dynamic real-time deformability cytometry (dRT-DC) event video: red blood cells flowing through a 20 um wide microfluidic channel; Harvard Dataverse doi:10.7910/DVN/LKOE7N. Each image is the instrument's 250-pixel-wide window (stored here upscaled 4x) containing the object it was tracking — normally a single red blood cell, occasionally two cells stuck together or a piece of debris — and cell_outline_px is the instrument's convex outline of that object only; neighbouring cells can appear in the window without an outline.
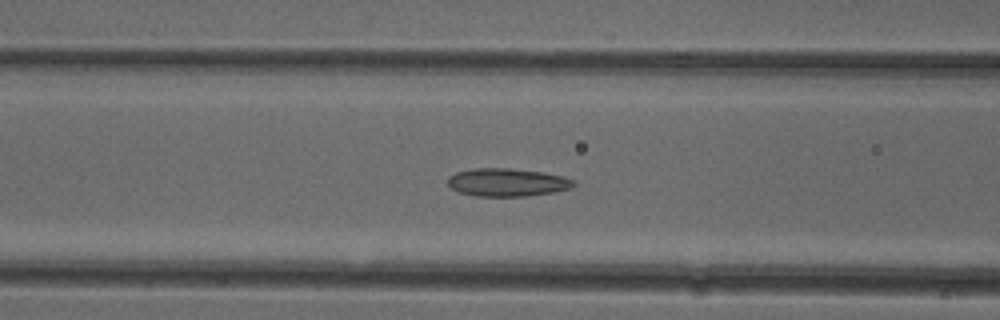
{"species": "common noctule bat (a hibernating species)", "species_latin": "Nyctalus noctula", "temperature_condition": "cold", "stored_images_in_passage": 43, "camera_frame_rate_fps": 3000, "um_per_image_px": 0.085, "animal": {"sex": "female"}, "frame": {"image": 1, "passage_image": 12, "time_ms": 3.667, "image_size_px": [1000, 320], "cell_outline_px": [[576, 184], [572, 188], [552, 192], [528, 196], [476, 196], [460, 192], [452, 188], [448, 184], [448, 176], [456, 172], [476, 168], [508, 168], [544, 172], [576, 180]], "centroid_in_image_um": [43.13, 15.5], "position_along_channel_um": 123.5, "area_um2": 20.52}}
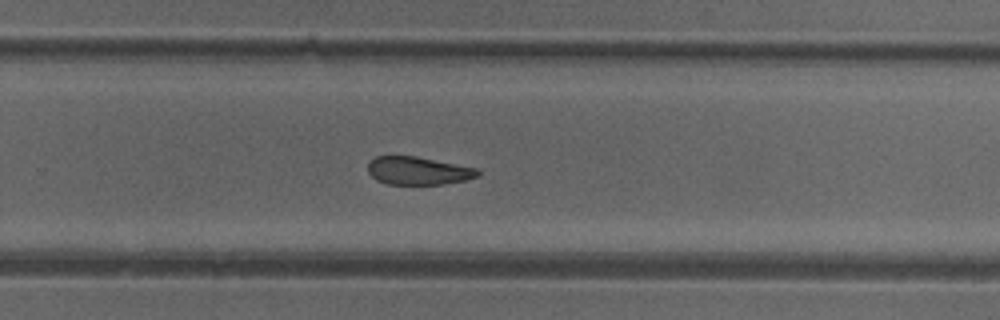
{"frame": {"image": 2, "passage_image": 25, "time_ms": 8.0, "image_size_px": [1000, 320], "cell_outline_px": [[480, 176], [464, 180], [444, 184], [388, 184], [376, 180], [368, 172], [368, 160], [376, 156], [416, 156], [476, 168], [480, 172]], "centroid_in_image_um": [35.52, 14.51], "position_along_channel_um": 294.3, "area_um2": 17.92}}
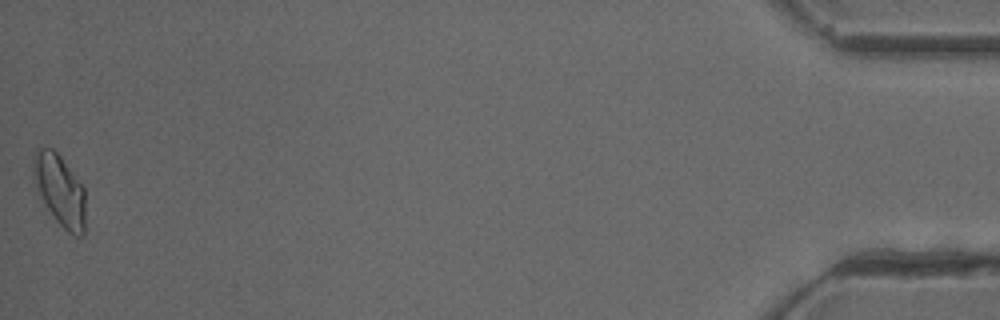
{"frame": {"image": 3, "passage_image": 43, "time_ms": 14.0, "image_size_px": [1000, 320], "cell_outline_px": [[84, 236], [72, 236], [56, 220], [44, 204], [36, 188], [32, 172], [32, 160], [36, 148], [52, 148], [60, 156], [84, 188]], "centroid_in_image_um": [5.05, 16.16], "position_along_channel_um": 430.1, "area_um2": 21.56}, "authors_computed_cell_mechanics": {"area_um2": 19.9988, "velocity_mm_per_s": 3.9502, "shape_relaxation_time_tau1_ms": 8.6671, "shape_relaxation_time_tau2_ms": 3.3954, "deformation_change_tau1": 0.1561, "deformation_change_tau2": 0.0944}}